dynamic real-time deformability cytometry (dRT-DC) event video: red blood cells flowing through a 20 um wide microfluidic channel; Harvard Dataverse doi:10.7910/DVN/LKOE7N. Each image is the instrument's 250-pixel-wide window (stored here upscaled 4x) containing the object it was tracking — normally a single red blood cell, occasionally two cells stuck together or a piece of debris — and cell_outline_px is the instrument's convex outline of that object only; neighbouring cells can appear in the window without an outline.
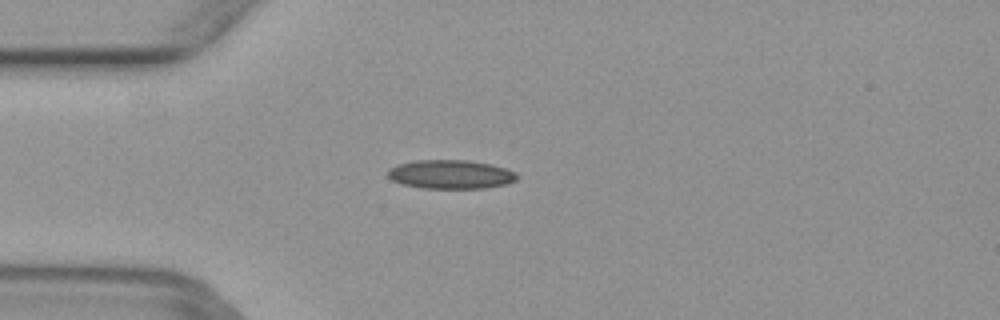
{"species": "common noctule bat (a hibernating species)", "species_latin": "Nyctalus noctula", "temperature_condition": "warm", "stored_images_in_passage": 46, "camera_frame_rate_fps": 3000, "um_per_image_px": 0.085, "animal": {"sex": "female", "body_mass_g": 29.2, "forearm_length_mm": 56.3}, "frame": {"image": 1, "passage_image": 9, "time_ms": 2.667, "image_size_px": [1000, 320], "cell_outline_px": [[520, 176], [516, 180], [508, 184], [484, 188], [424, 188], [404, 184], [392, 180], [388, 176], [388, 168], [396, 164], [416, 160], [468, 160], [492, 164], [516, 172]], "centroid_in_image_um": [38.33, 14.81], "position_along_channel_um": 46.7, "area_um2": 21.85}}
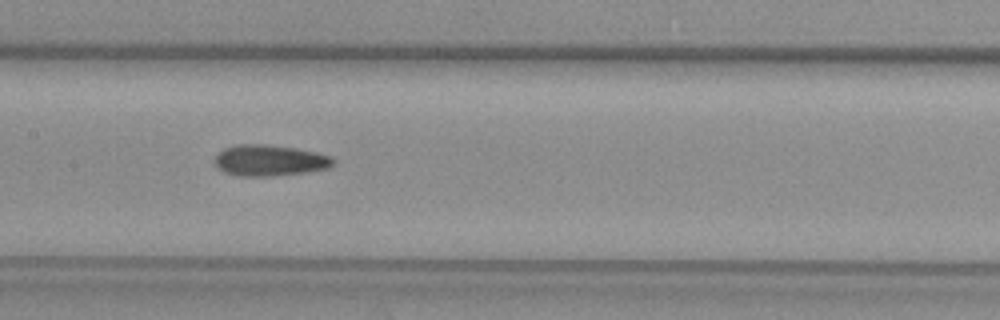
{"frame": {"image": 2, "passage_image": 20, "time_ms": 6.333, "image_size_px": [1000, 320], "cell_outline_px": [[336, 164], [328, 168], [308, 172], [272, 176], [236, 176], [224, 172], [216, 164], [216, 156], [224, 148], [236, 144], [264, 144], [296, 148], [316, 152], [328, 156], [336, 160]], "centroid_in_image_um": [22.95, 13.64], "position_along_channel_um": 184.4, "area_um2": 21.5}}
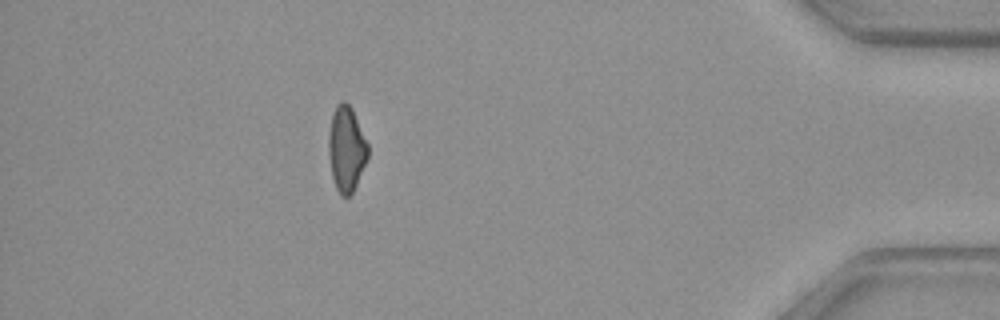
{"frame": {"image": 3, "passage_image": 40, "time_ms": 13.0, "image_size_px": [1000, 320], "cell_outline_px": [[368, 156], [356, 184], [352, 192], [348, 196], [340, 196], [336, 188], [332, 176], [328, 152], [328, 132], [332, 112], [336, 104], [340, 100], [344, 100], [352, 108], [368, 144]], "centroid_in_image_um": [29.41, 12.61], "position_along_channel_um": 405.8, "area_um2": 19.59}}